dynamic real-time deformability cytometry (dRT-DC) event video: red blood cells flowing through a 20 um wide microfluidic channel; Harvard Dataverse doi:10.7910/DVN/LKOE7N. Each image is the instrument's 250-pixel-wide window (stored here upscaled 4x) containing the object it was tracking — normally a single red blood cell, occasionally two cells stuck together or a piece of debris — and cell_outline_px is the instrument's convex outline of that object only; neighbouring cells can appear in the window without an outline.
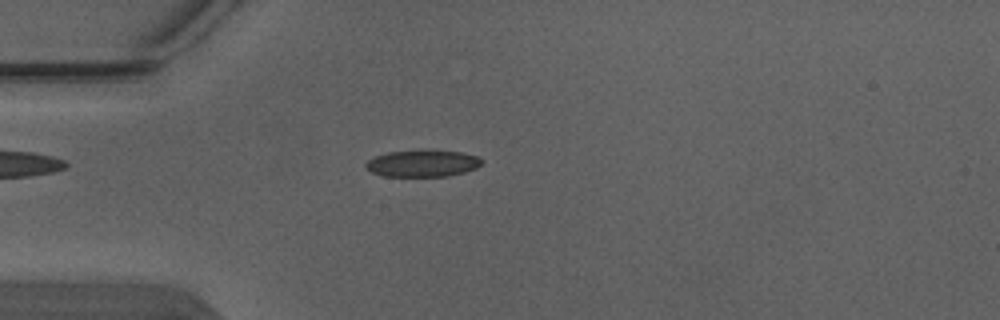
{"species": "Egyptian fruit bat (a non-hibernating species)", "species_latin": "Rousettus aegyptiacus", "temperature_condition": "warm", "stored_images_in_passage": 3, "camera_frame_rate_fps": 3000, "um_per_image_px": 0.085, "animal": {"sex": "male"}, "frame": {"image": 1, "passage_image": 2, "time_ms": 0.333, "image_size_px": [1000, 320], "cell_outline_px": [[484, 160], [476, 168], [464, 172], [448, 176], [384, 176], [372, 172], [364, 164], [368, 160], [376, 156], [388, 152], [460, 152], [476, 156]], "centroid_in_image_um": [35.92, 13.92], "position_along_channel_um": 49.1, "area_um2": 17.34}}